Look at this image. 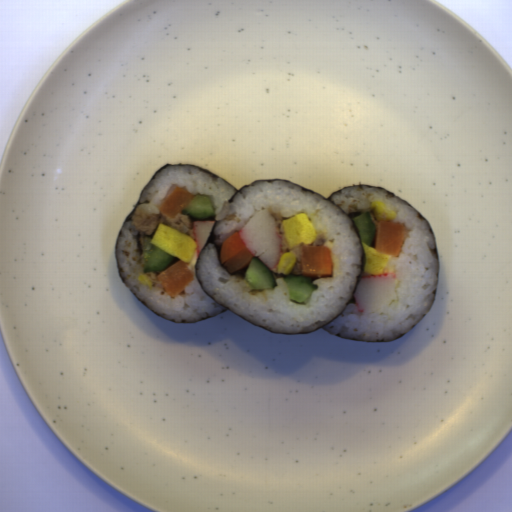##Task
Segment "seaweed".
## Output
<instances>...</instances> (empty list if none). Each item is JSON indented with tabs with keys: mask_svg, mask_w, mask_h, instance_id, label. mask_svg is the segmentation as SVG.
I'll return each instance as SVG.
<instances>
[{
	"mask_svg": "<svg viewBox=\"0 0 512 512\" xmlns=\"http://www.w3.org/2000/svg\"><path fill=\"white\" fill-rule=\"evenodd\" d=\"M174 165H189V166H193V167L200 168V169L204 170L205 172H207L208 174H210L213 178H220L219 176H217V175H215V174L211 173L210 171H208V170H206V169H203V168H201V167L195 166V165H191V164H188V163H187V164H173V163H172V164L164 165V166H163V167H161L159 170H157V171H156V172H155V173L150 177V179H149L148 183L146 184V186L150 183V181L152 180V178H153V177H154L158 172H160L161 170H163V169H164V168H166V167H170V166H174ZM221 179H222V178H221ZM223 180H224V179H223ZM259 180H265V181H267V182H273V181L281 180V179H258V180H254L252 183H254L255 181H259ZM224 181H226V180H224ZM283 181H285V180H283ZM226 182H227V181H226ZM286 182H289V181H286ZM227 183H229V182H227ZM252 183H250V184H246V185H245V186H243V187L250 186ZM290 183H292V182H290ZM229 184H230V183H229ZM292 184H294V183H292ZM230 185H231V184H230ZM295 185H297V184H295ZM364 185H365V184H352V185L344 186V187H342V188H346V187H349V186H364ZM146 186L143 188V190L146 188ZM232 186H233V185H232ZM297 186H300V185H297ZM365 186H372V185H365ZM243 187H242V188H243ZM300 187H302V190H303V191H310V192H312V193H315V194L321 195L320 193H318V192H316V191H313V190H311V189L305 188V187H303V186H300ZM374 187H376V188H377V189H379V190H386V191H388V193H389V195H390V196H395V197H397V198H399V199L403 200L402 198L398 197L395 193H393V192H391V191H389V190H387V189H384V188L379 187V186H374ZM233 188H234V189H235V191H236V192H235V194L242 190V188H236V187H234V186H233ZM342 188H339V189H337L336 191H334V192H333V193H332L328 198L324 197L323 195H321V196H322V197H324L325 199H327L329 202H331L334 206H336L339 210H341V211H342L346 216H348V217L350 218L351 223H352V229H353V230L358 234L359 239H360V243H361L360 234H359V232H358V230H357L356 223H355V221H354L352 218H354V217H356V216H358V215H360V214H362V213H360V212H356V213H349V214H346V213L344 212V210H343L341 207L337 206V205H336V204H335V203L330 199V198H331V196H332L333 194H335L337 191H341V190H342ZM143 190H142V191H143ZM142 191H141V193H142ZM235 194H234V196H235ZM140 196H141V194H140ZM234 196H233V197H234ZM139 199H140V198H139ZM232 200H233V198H231V199H230V202H232ZM403 201H404V202H406V203H408V202H407V201H405V200H403ZM144 202H149V201H144ZM141 203H142V202H141ZM141 203H140V201H138V203L136 204V206L134 207V209L132 210V212H131V213L129 214V216L126 218V220L124 221V223L122 224V226H121V228H120V230H119V233H118V235H117V239H116V244H115V248H114L115 262H116V267H117V270H118L119 277H120V279H121L123 282H124V280H123V278H122V276H121V274H120L119 266H118V262H117V243H118V236H119L120 231H121L122 227L124 226V224H125L126 222H128L129 220H131L132 215L134 214V212H135V210H136L137 206H138L139 204H141ZM408 204L418 212V214H419V216H420L421 218H425V217L422 215V213H421L417 208H415L414 206H412L410 203H408ZM186 215H187V214H186ZM189 217H190V216H189ZM190 219H191L193 222H194L195 220H198V219L191 218V217H190ZM425 219H426V218H425ZM199 220H204V221H216V223H215V225H214V227H213V229H212V231H211V233H210V235H209V237H208V239H207V241H206V243H205L204 247H206L207 245H209L210 243H212V244L215 246L216 250H217V254H218V257H219V261H220V248H221V245H218V244H217V242H216V235H215V233H214V229H215V227L218 225L219 220H215V214H214L212 217H208V218H205V219H199ZM426 220H427V219H426ZM427 222L429 223V221H428V220H427ZM429 227H430V232H431V233H433V235H434V239H435V242H436L435 232H434V230H433V228H432V226H431V224H430V223H429ZM204 247H203V249H204ZM361 248H362V252H363V259H362V268H363V264H364V260H365V254H364V250H363L362 243H361ZM203 249H202V251H203ZM202 251L200 252V254H199V256H198V259H197V261H196V263H195V273H196V277H197L198 283H199V285H200L201 289L204 291V293H205L207 296H209L211 299H213L214 301H216V300H215L211 295H209V294L206 292V290L204 289V287H203V286H202V284L200 283V281H199V279H198L197 272H196V269H197L198 262H199V259H200V257H201ZM433 251H434V253L436 254V256H437V260H438V280H439V256H438L437 243H436V247H435V249H434ZM249 263H250V262H249ZM249 263L246 265V267H245L244 269H242V270H240V271H238V272H236V273H232V274L230 273V274H231V275H234V276H238V277H244L245 272H246V270H247V267H248ZM220 264H221V261H220ZM221 266L223 267V265H222V264H221ZM223 268H224V267H223ZM362 268H361V272H362ZM224 269H225V268H224ZM225 270H226V269H225ZM226 271H227V270H226ZM360 276H361V274L359 275V277H358V279H357L356 286H357V284H358V283H359V281H360ZM124 284L126 285V283H125V282H124ZM126 286H127V285H126ZM356 286H355V288H356ZM127 287H128V286H127ZM128 288H129V287H128ZM437 288H438V286H437ZM437 288H436V289H435V291H434V294H435V300H434V302H433V304H432V306H431V308H430L429 312L431 311V309H432V307H433V305H434V303H435V301H436ZM354 290H355V289H354ZM130 291H131V290H130ZM131 292H132V291H131ZM132 293H133V292H132ZM133 294H134V293H133ZM134 295H135V294H134ZM135 297H136V298H137V299H138V300H139V301H140V302H141V303H142V304H143V305H144L148 310H150L151 312H153L154 314H156V315H157V316H159L160 318H163V319L167 320L166 318H164V317L160 316L159 314H157L156 312H154L153 310H151L150 308H148V307H147V306H146V305H145V304H144V303H143V302H142V301H141V300H140L136 295H135ZM216 302H217L218 304H220L218 301H216ZM351 302H352V303H356L355 298H354V295H352V297H351L350 301L348 302V304H349V303H351ZM220 305H221V306H223L224 308H226V309H225V310H223L222 312H224V311H231L230 309H228V308H227V307H225L224 305H222V304H220ZM222 312H220L219 314H221ZM231 312H232V311H231ZM429 312H428V314H429ZM232 313H233L234 315H236V316H238V317H240V318H242V319H244V320L248 321L247 319H245V318H243V317H241V316L237 315L236 313H234V312H232ZM219 314H217V315H219ZM428 314H427V315H428ZM217 315H214V316H217ZM427 315H426V316H427ZM214 316L207 317V318H203V319H201V320H199V321H197V322L207 320V319L212 318V317H214ZM426 316H424V317H423V318L418 322V324H419V323H420V322H421V321H422ZM336 318H337V317H336ZM336 318H335V319H336ZM335 319H334V320H335ZM334 320H332V321H334ZM168 321H169V320H168ZM332 321H330V322H332ZM170 322L176 323V322H174V321H170ZM197 322H180V323H183V324H184V323H197ZM248 322H250V321H248ZM330 322H328V323H330ZM250 323H251V324H253V325H255V326H257V327H259V328H262V329H264V330H267V329H265V328H263V327H260V326H258V325H256V324L252 323V322H250ZM328 323H327V324H328ZM327 324L323 325L322 327H320L319 329H317V330H315V331H313V332L292 333V334H306V333H314V332H316V331H318V330H320V329H324L323 327H324V326H326ZM418 324H417V325H418ZM417 325H416V326H417ZM416 326H415V327H416ZM415 327H414V328H415ZM414 328H413V329H414ZM413 329H412V330H413ZM412 330H410L407 334L400 335L396 340H398V339H400V338H402V337H404V336L408 335ZM267 331L272 332V331H270V330H267ZM324 331H325V332H327L325 329H324ZM272 333H274V334H291V333H282V332H272ZM327 333H329V332H327ZM292 334H291V335H292ZM329 334H331V333H329ZM331 335H333V334H331ZM335 336H337V335H335ZM338 337H340V336H338ZM342 338H344V337H342ZM345 339H347V338H345ZM348 340H350V339H348ZM396 340H395V341H396ZM370 343H384V342H370Z\"/></svg>",
	"mask_w": 512,
	"mask_h": 512,
	"instance_id": "1",
	"label": "seaweed"
}]
</instances>
